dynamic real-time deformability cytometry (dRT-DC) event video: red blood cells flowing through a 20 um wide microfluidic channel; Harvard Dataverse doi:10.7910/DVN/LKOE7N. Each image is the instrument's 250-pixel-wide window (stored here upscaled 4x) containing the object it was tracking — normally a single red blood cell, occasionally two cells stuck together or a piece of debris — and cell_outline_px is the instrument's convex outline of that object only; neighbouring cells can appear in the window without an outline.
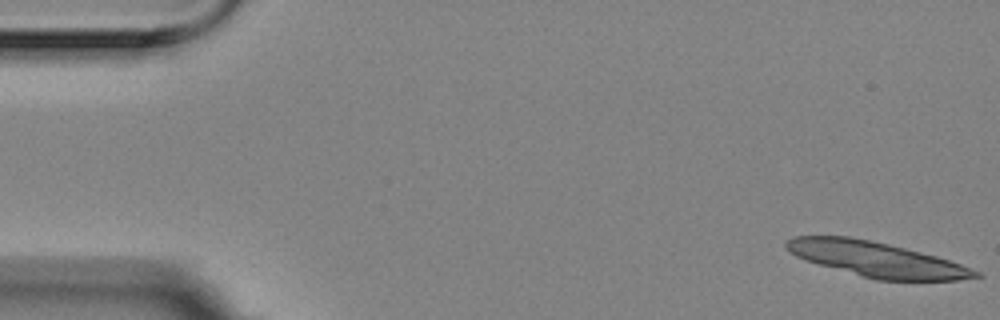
{"species": "Egyptian fruit bat (a non-hibernating species)", "species_latin": "Rousettus aegyptiacus", "temperature_condition": "room temperature", "stored_images_in_passage": 15, "camera_frame_rate_fps": 3000, "um_per_image_px": 0.085, "animal": {"sex": "female"}, "frame": {"image": 1, "passage_image": 1, "time_ms": 0.0, "image_size_px": [1000, 320], "cell_outline_px": [[984, 276], [956, 280], [876, 280], [820, 264], [796, 256], [784, 244], [792, 236], [848, 236], [888, 244], [936, 256], [960, 264], [980, 272]], "centroid_in_image_um": [74.52, 22.04], "position_along_channel_um": 10.5, "area_um2": 37.74}}